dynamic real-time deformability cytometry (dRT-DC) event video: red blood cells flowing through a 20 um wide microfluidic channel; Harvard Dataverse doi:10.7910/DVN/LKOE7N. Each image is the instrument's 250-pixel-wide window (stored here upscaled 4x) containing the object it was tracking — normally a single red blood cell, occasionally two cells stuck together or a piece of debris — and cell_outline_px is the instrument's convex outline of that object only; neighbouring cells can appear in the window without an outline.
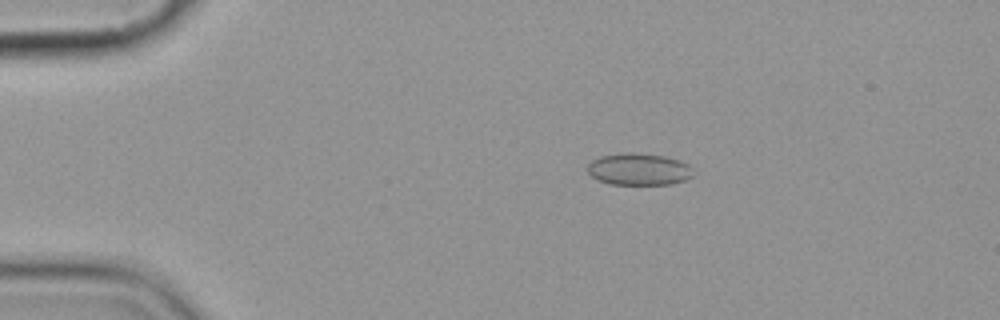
{"species": "common noctule bat (a hibernating species)", "species_latin": "Nyctalus noctula", "temperature_condition": "cold", "stored_images_in_passage": 10, "camera_frame_rate_fps": 3000, "um_per_image_px": 0.085, "animal": {"sex": "female", "body_mass_g": 19.9}, "frame": {"image": 1, "passage_image": 4, "time_ms": 3.333, "image_size_px": [1000, 320], "cell_outline_px": [[692, 176], [684, 180], [668, 184], [608, 184], [596, 180], [588, 172], [588, 164], [592, 160], [600, 156], [620, 152], [632, 152], [664, 156], [688, 164], [692, 168]], "centroid_in_image_um": [54.24, 14.38], "position_along_channel_um": 30.8, "area_um2": 19.65}}
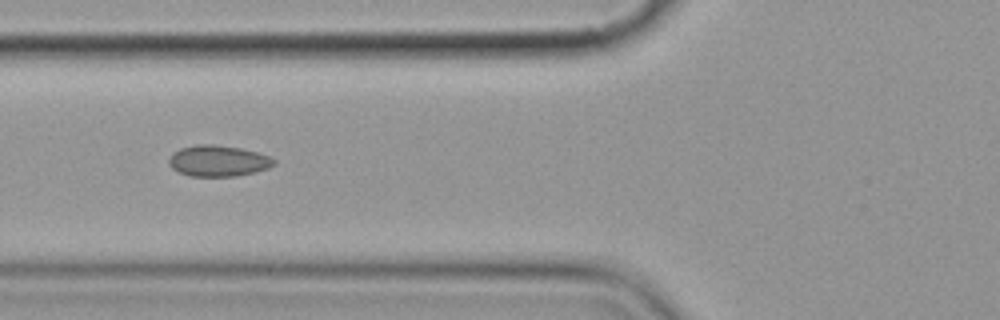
{"frame": {"image": 2, "passage_image": 7, "time_ms": 7.0, "image_size_px": [1000, 320], "cell_outline_px": [[276, 164], [268, 168], [256, 172], [236, 176], [192, 176], [180, 172], [172, 168], [168, 164], [168, 160], [172, 152], [180, 148], [196, 144], [212, 144], [240, 148], [256, 152], [268, 156], [276, 160]], "centroid_in_image_um": [18.53, 13.67], "position_along_channel_um": 107.3, "area_um2": 19.07}}
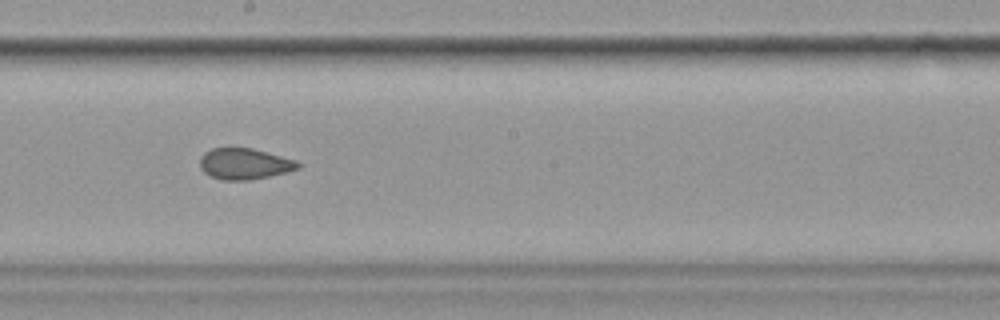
{"frame": {"image": 3, "passage_image": 10, "time_ms": 10.333, "image_size_px": [1000, 320], "cell_outline_px": [[304, 164], [300, 168], [288, 172], [248, 180], [224, 180], [212, 176], [204, 172], [200, 168], [200, 156], [204, 152], [212, 148], [252, 148], [296, 160]], "centroid_in_image_um": [20.81, 13.92], "position_along_channel_um": 227.4, "area_um2": 17.8}}